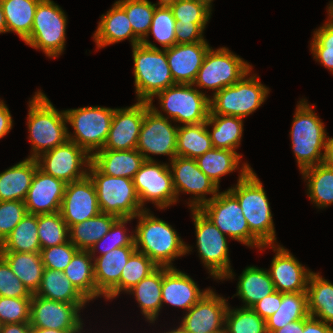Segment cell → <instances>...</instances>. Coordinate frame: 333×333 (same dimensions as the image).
Returning a JSON list of instances; mask_svg holds the SVG:
<instances>
[{"mask_svg":"<svg viewBox=\"0 0 333 333\" xmlns=\"http://www.w3.org/2000/svg\"><path fill=\"white\" fill-rule=\"evenodd\" d=\"M228 191L238 200L250 232L263 245H274L275 228L266 191L247 163L243 164L235 187Z\"/></svg>","mask_w":333,"mask_h":333,"instance_id":"1","label":"cell"},{"mask_svg":"<svg viewBox=\"0 0 333 333\" xmlns=\"http://www.w3.org/2000/svg\"><path fill=\"white\" fill-rule=\"evenodd\" d=\"M136 217L139 218L134 232L136 251L145 254L158 267H174L171 261L191 251L170 224L156 218L148 209Z\"/></svg>","mask_w":333,"mask_h":333,"instance_id":"2","label":"cell"},{"mask_svg":"<svg viewBox=\"0 0 333 333\" xmlns=\"http://www.w3.org/2000/svg\"><path fill=\"white\" fill-rule=\"evenodd\" d=\"M29 101L28 129L32 143V154L29 158H37L40 154L64 144L68 140V128L64 111H58L47 96L40 90Z\"/></svg>","mask_w":333,"mask_h":333,"instance_id":"3","label":"cell"},{"mask_svg":"<svg viewBox=\"0 0 333 333\" xmlns=\"http://www.w3.org/2000/svg\"><path fill=\"white\" fill-rule=\"evenodd\" d=\"M132 48L137 100L152 102L156 94L175 85L166 51L159 49L149 40H142Z\"/></svg>","mask_w":333,"mask_h":333,"instance_id":"4","label":"cell"},{"mask_svg":"<svg viewBox=\"0 0 333 333\" xmlns=\"http://www.w3.org/2000/svg\"><path fill=\"white\" fill-rule=\"evenodd\" d=\"M292 129V149L300 171L323 163L327 135L320 118L305 99L296 105ZM322 149L324 150L322 153Z\"/></svg>","mask_w":333,"mask_h":333,"instance_id":"5","label":"cell"},{"mask_svg":"<svg viewBox=\"0 0 333 333\" xmlns=\"http://www.w3.org/2000/svg\"><path fill=\"white\" fill-rule=\"evenodd\" d=\"M88 176L93 181L101 213L117 218H135L143 209L135 191L133 179L101 173L92 163Z\"/></svg>","mask_w":333,"mask_h":333,"instance_id":"6","label":"cell"},{"mask_svg":"<svg viewBox=\"0 0 333 333\" xmlns=\"http://www.w3.org/2000/svg\"><path fill=\"white\" fill-rule=\"evenodd\" d=\"M248 75L214 93L213 98L209 99V114L245 118L259 108L266 100L269 89L261 84L256 75L247 78Z\"/></svg>","mask_w":333,"mask_h":333,"instance_id":"7","label":"cell"},{"mask_svg":"<svg viewBox=\"0 0 333 333\" xmlns=\"http://www.w3.org/2000/svg\"><path fill=\"white\" fill-rule=\"evenodd\" d=\"M114 110L108 107L89 106L65 110L66 121L74 129V136L67 132L68 140L75 142L90 156L103 149L109 135Z\"/></svg>","mask_w":333,"mask_h":333,"instance_id":"8","label":"cell"},{"mask_svg":"<svg viewBox=\"0 0 333 333\" xmlns=\"http://www.w3.org/2000/svg\"><path fill=\"white\" fill-rule=\"evenodd\" d=\"M199 210L212 222L224 235L235 239L250 247L260 250L269 245H263L251 232L243 215L238 200L227 190L218 192L217 195L206 202Z\"/></svg>","mask_w":333,"mask_h":333,"instance_id":"9","label":"cell"},{"mask_svg":"<svg viewBox=\"0 0 333 333\" xmlns=\"http://www.w3.org/2000/svg\"><path fill=\"white\" fill-rule=\"evenodd\" d=\"M65 12L52 0H41L36 8L30 35L25 43L41 49L48 57H58L64 50L66 35Z\"/></svg>","mask_w":333,"mask_h":333,"instance_id":"10","label":"cell"},{"mask_svg":"<svg viewBox=\"0 0 333 333\" xmlns=\"http://www.w3.org/2000/svg\"><path fill=\"white\" fill-rule=\"evenodd\" d=\"M201 260L216 279L233 278L225 235L199 210L191 209Z\"/></svg>","mask_w":333,"mask_h":333,"instance_id":"11","label":"cell"},{"mask_svg":"<svg viewBox=\"0 0 333 333\" xmlns=\"http://www.w3.org/2000/svg\"><path fill=\"white\" fill-rule=\"evenodd\" d=\"M251 65L226 47L217 50L209 48L193 85L217 93L231 86L251 72Z\"/></svg>","mask_w":333,"mask_h":333,"instance_id":"12","label":"cell"},{"mask_svg":"<svg viewBox=\"0 0 333 333\" xmlns=\"http://www.w3.org/2000/svg\"><path fill=\"white\" fill-rule=\"evenodd\" d=\"M170 119L184 125L208 120L210 97L193 87V84H175L155 95Z\"/></svg>","mask_w":333,"mask_h":333,"instance_id":"13","label":"cell"},{"mask_svg":"<svg viewBox=\"0 0 333 333\" xmlns=\"http://www.w3.org/2000/svg\"><path fill=\"white\" fill-rule=\"evenodd\" d=\"M148 103L150 107L144 114L136 149L146 161H153L148 153L167 155L172 161L177 156L178 127L172 126L167 116L153 106V102Z\"/></svg>","mask_w":333,"mask_h":333,"instance_id":"14","label":"cell"},{"mask_svg":"<svg viewBox=\"0 0 333 333\" xmlns=\"http://www.w3.org/2000/svg\"><path fill=\"white\" fill-rule=\"evenodd\" d=\"M35 159L40 170L66 184L85 178L91 163V156L70 140L40 154ZM83 165L86 167L85 170Z\"/></svg>","mask_w":333,"mask_h":333,"instance_id":"15","label":"cell"},{"mask_svg":"<svg viewBox=\"0 0 333 333\" xmlns=\"http://www.w3.org/2000/svg\"><path fill=\"white\" fill-rule=\"evenodd\" d=\"M133 183L142 208L147 201H152L160 209L176 203L172 173L166 163L145 160L135 174Z\"/></svg>","mask_w":333,"mask_h":333,"instance_id":"16","label":"cell"},{"mask_svg":"<svg viewBox=\"0 0 333 333\" xmlns=\"http://www.w3.org/2000/svg\"><path fill=\"white\" fill-rule=\"evenodd\" d=\"M170 167L176 202L180 192L193 194L195 197L189 206L191 209H199L217 195L218 186L201 171L196 159L176 156L171 161ZM207 194H212V197L206 199Z\"/></svg>","mask_w":333,"mask_h":333,"instance_id":"17","label":"cell"},{"mask_svg":"<svg viewBox=\"0 0 333 333\" xmlns=\"http://www.w3.org/2000/svg\"><path fill=\"white\" fill-rule=\"evenodd\" d=\"M85 304L58 302L32 294L30 326L46 329H83L80 310Z\"/></svg>","mask_w":333,"mask_h":333,"instance_id":"18","label":"cell"},{"mask_svg":"<svg viewBox=\"0 0 333 333\" xmlns=\"http://www.w3.org/2000/svg\"><path fill=\"white\" fill-rule=\"evenodd\" d=\"M226 299L208 292L193 305L182 319L181 327L188 333H225Z\"/></svg>","mask_w":333,"mask_h":333,"instance_id":"19","label":"cell"},{"mask_svg":"<svg viewBox=\"0 0 333 333\" xmlns=\"http://www.w3.org/2000/svg\"><path fill=\"white\" fill-rule=\"evenodd\" d=\"M59 212L68 228L100 213L96 189L88 175L66 185Z\"/></svg>","mask_w":333,"mask_h":333,"instance_id":"20","label":"cell"},{"mask_svg":"<svg viewBox=\"0 0 333 333\" xmlns=\"http://www.w3.org/2000/svg\"><path fill=\"white\" fill-rule=\"evenodd\" d=\"M149 107L148 102L138 101L128 108H116L103 149H136L144 114Z\"/></svg>","mask_w":333,"mask_h":333,"instance_id":"21","label":"cell"},{"mask_svg":"<svg viewBox=\"0 0 333 333\" xmlns=\"http://www.w3.org/2000/svg\"><path fill=\"white\" fill-rule=\"evenodd\" d=\"M269 247L276 251L268 270L275 290L281 293L306 292L312 272L300 264L284 247L280 245Z\"/></svg>","mask_w":333,"mask_h":333,"instance_id":"22","label":"cell"},{"mask_svg":"<svg viewBox=\"0 0 333 333\" xmlns=\"http://www.w3.org/2000/svg\"><path fill=\"white\" fill-rule=\"evenodd\" d=\"M66 185L37 168L24 201L27 213L39 215L59 212Z\"/></svg>","mask_w":333,"mask_h":333,"instance_id":"23","label":"cell"},{"mask_svg":"<svg viewBox=\"0 0 333 333\" xmlns=\"http://www.w3.org/2000/svg\"><path fill=\"white\" fill-rule=\"evenodd\" d=\"M135 247H118L105 255L93 257L96 297L113 299L119 295V281L123 268Z\"/></svg>","mask_w":333,"mask_h":333,"instance_id":"24","label":"cell"},{"mask_svg":"<svg viewBox=\"0 0 333 333\" xmlns=\"http://www.w3.org/2000/svg\"><path fill=\"white\" fill-rule=\"evenodd\" d=\"M210 46L202 42L175 44L165 49L175 84H193Z\"/></svg>","mask_w":333,"mask_h":333,"instance_id":"25","label":"cell"},{"mask_svg":"<svg viewBox=\"0 0 333 333\" xmlns=\"http://www.w3.org/2000/svg\"><path fill=\"white\" fill-rule=\"evenodd\" d=\"M208 290L201 291L190 276L175 267H163L162 304L165 302L188 311Z\"/></svg>","mask_w":333,"mask_h":333,"instance_id":"26","label":"cell"},{"mask_svg":"<svg viewBox=\"0 0 333 333\" xmlns=\"http://www.w3.org/2000/svg\"><path fill=\"white\" fill-rule=\"evenodd\" d=\"M145 162L143 155L137 150L100 149L93 152L91 163L103 174L113 177L133 179Z\"/></svg>","mask_w":333,"mask_h":333,"instance_id":"27","label":"cell"},{"mask_svg":"<svg viewBox=\"0 0 333 333\" xmlns=\"http://www.w3.org/2000/svg\"><path fill=\"white\" fill-rule=\"evenodd\" d=\"M93 36L98 49L127 38L131 39L132 47L141 43L134 35L125 10L117 2L106 14L101 16V21Z\"/></svg>","mask_w":333,"mask_h":333,"instance_id":"28","label":"cell"},{"mask_svg":"<svg viewBox=\"0 0 333 333\" xmlns=\"http://www.w3.org/2000/svg\"><path fill=\"white\" fill-rule=\"evenodd\" d=\"M37 168L36 159L28 157L0 173V201H25Z\"/></svg>","mask_w":333,"mask_h":333,"instance_id":"29","label":"cell"},{"mask_svg":"<svg viewBox=\"0 0 333 333\" xmlns=\"http://www.w3.org/2000/svg\"><path fill=\"white\" fill-rule=\"evenodd\" d=\"M26 289L35 294L40 287L44 264L40 252H0Z\"/></svg>","mask_w":333,"mask_h":333,"instance_id":"30","label":"cell"},{"mask_svg":"<svg viewBox=\"0 0 333 333\" xmlns=\"http://www.w3.org/2000/svg\"><path fill=\"white\" fill-rule=\"evenodd\" d=\"M163 284V267L143 278L127 293L134 294L144 317L154 323L162 307L161 289Z\"/></svg>","mask_w":333,"mask_h":333,"instance_id":"31","label":"cell"},{"mask_svg":"<svg viewBox=\"0 0 333 333\" xmlns=\"http://www.w3.org/2000/svg\"><path fill=\"white\" fill-rule=\"evenodd\" d=\"M275 291L269 271L249 266L240 275L236 296H239L245 303L244 308H251Z\"/></svg>","mask_w":333,"mask_h":333,"instance_id":"32","label":"cell"},{"mask_svg":"<svg viewBox=\"0 0 333 333\" xmlns=\"http://www.w3.org/2000/svg\"><path fill=\"white\" fill-rule=\"evenodd\" d=\"M308 314L333 324V284L312 272L306 290Z\"/></svg>","mask_w":333,"mask_h":333,"instance_id":"33","label":"cell"},{"mask_svg":"<svg viewBox=\"0 0 333 333\" xmlns=\"http://www.w3.org/2000/svg\"><path fill=\"white\" fill-rule=\"evenodd\" d=\"M117 219L114 215L100 212L95 217L71 226L69 228V241L78 250L89 251L109 232Z\"/></svg>","mask_w":333,"mask_h":333,"instance_id":"34","label":"cell"},{"mask_svg":"<svg viewBox=\"0 0 333 333\" xmlns=\"http://www.w3.org/2000/svg\"><path fill=\"white\" fill-rule=\"evenodd\" d=\"M35 295L64 303L86 304L89 302L62 271L52 269H44L40 287Z\"/></svg>","mask_w":333,"mask_h":333,"instance_id":"35","label":"cell"},{"mask_svg":"<svg viewBox=\"0 0 333 333\" xmlns=\"http://www.w3.org/2000/svg\"><path fill=\"white\" fill-rule=\"evenodd\" d=\"M206 125L212 126V132L208 130L214 148L235 151L241 141L243 132V118L209 114Z\"/></svg>","mask_w":333,"mask_h":333,"instance_id":"36","label":"cell"},{"mask_svg":"<svg viewBox=\"0 0 333 333\" xmlns=\"http://www.w3.org/2000/svg\"><path fill=\"white\" fill-rule=\"evenodd\" d=\"M40 1L0 0L7 32H15L24 41L31 33L36 8Z\"/></svg>","mask_w":333,"mask_h":333,"instance_id":"37","label":"cell"},{"mask_svg":"<svg viewBox=\"0 0 333 333\" xmlns=\"http://www.w3.org/2000/svg\"><path fill=\"white\" fill-rule=\"evenodd\" d=\"M213 148L206 122L178 126L177 156L197 159Z\"/></svg>","mask_w":333,"mask_h":333,"instance_id":"38","label":"cell"},{"mask_svg":"<svg viewBox=\"0 0 333 333\" xmlns=\"http://www.w3.org/2000/svg\"><path fill=\"white\" fill-rule=\"evenodd\" d=\"M92 258L89 251L78 250L63 271L67 279L88 301L96 298Z\"/></svg>","mask_w":333,"mask_h":333,"instance_id":"39","label":"cell"},{"mask_svg":"<svg viewBox=\"0 0 333 333\" xmlns=\"http://www.w3.org/2000/svg\"><path fill=\"white\" fill-rule=\"evenodd\" d=\"M38 215L24 216L0 246V252H40Z\"/></svg>","mask_w":333,"mask_h":333,"instance_id":"40","label":"cell"},{"mask_svg":"<svg viewBox=\"0 0 333 333\" xmlns=\"http://www.w3.org/2000/svg\"><path fill=\"white\" fill-rule=\"evenodd\" d=\"M308 180V196L317 207H328L333 203V168L320 163L301 172Z\"/></svg>","mask_w":333,"mask_h":333,"instance_id":"41","label":"cell"},{"mask_svg":"<svg viewBox=\"0 0 333 333\" xmlns=\"http://www.w3.org/2000/svg\"><path fill=\"white\" fill-rule=\"evenodd\" d=\"M306 292L282 293L279 309L266 319L267 333L283 328L286 324L308 316Z\"/></svg>","mask_w":333,"mask_h":333,"instance_id":"42","label":"cell"},{"mask_svg":"<svg viewBox=\"0 0 333 333\" xmlns=\"http://www.w3.org/2000/svg\"><path fill=\"white\" fill-rule=\"evenodd\" d=\"M242 155L228 149L213 148L196 159L198 167L219 188L220 178L235 171Z\"/></svg>","mask_w":333,"mask_h":333,"instance_id":"43","label":"cell"},{"mask_svg":"<svg viewBox=\"0 0 333 333\" xmlns=\"http://www.w3.org/2000/svg\"><path fill=\"white\" fill-rule=\"evenodd\" d=\"M225 333H267L266 320L252 308L230 309L225 315Z\"/></svg>","mask_w":333,"mask_h":333,"instance_id":"44","label":"cell"},{"mask_svg":"<svg viewBox=\"0 0 333 333\" xmlns=\"http://www.w3.org/2000/svg\"><path fill=\"white\" fill-rule=\"evenodd\" d=\"M38 237L41 249L69 241V228L60 212L38 215Z\"/></svg>","mask_w":333,"mask_h":333,"instance_id":"45","label":"cell"},{"mask_svg":"<svg viewBox=\"0 0 333 333\" xmlns=\"http://www.w3.org/2000/svg\"><path fill=\"white\" fill-rule=\"evenodd\" d=\"M170 8L176 25L201 26L204 30L212 11L204 0H179Z\"/></svg>","mask_w":333,"mask_h":333,"instance_id":"46","label":"cell"},{"mask_svg":"<svg viewBox=\"0 0 333 333\" xmlns=\"http://www.w3.org/2000/svg\"><path fill=\"white\" fill-rule=\"evenodd\" d=\"M126 12L134 35L142 41L148 34L156 5L148 0L116 1Z\"/></svg>","mask_w":333,"mask_h":333,"instance_id":"47","label":"cell"},{"mask_svg":"<svg viewBox=\"0 0 333 333\" xmlns=\"http://www.w3.org/2000/svg\"><path fill=\"white\" fill-rule=\"evenodd\" d=\"M158 266L145 254L135 251L123 268L119 281V294L129 291L143 278L153 273Z\"/></svg>","mask_w":333,"mask_h":333,"instance_id":"48","label":"cell"},{"mask_svg":"<svg viewBox=\"0 0 333 333\" xmlns=\"http://www.w3.org/2000/svg\"><path fill=\"white\" fill-rule=\"evenodd\" d=\"M176 24L170 7L156 6L148 34L143 40H147L151 32L156 41L162 45V49L170 48L176 44Z\"/></svg>","mask_w":333,"mask_h":333,"instance_id":"49","label":"cell"},{"mask_svg":"<svg viewBox=\"0 0 333 333\" xmlns=\"http://www.w3.org/2000/svg\"><path fill=\"white\" fill-rule=\"evenodd\" d=\"M132 219L134 218H118L111 226L109 232L91 247L89 250L90 255L94 257L96 250L102 244L103 246L99 247L102 252L100 255H105L118 247H135L134 234L127 235L125 229V224Z\"/></svg>","mask_w":333,"mask_h":333,"instance_id":"50","label":"cell"},{"mask_svg":"<svg viewBox=\"0 0 333 333\" xmlns=\"http://www.w3.org/2000/svg\"><path fill=\"white\" fill-rule=\"evenodd\" d=\"M311 42V51L317 61L333 73V20L314 31Z\"/></svg>","mask_w":333,"mask_h":333,"instance_id":"51","label":"cell"},{"mask_svg":"<svg viewBox=\"0 0 333 333\" xmlns=\"http://www.w3.org/2000/svg\"><path fill=\"white\" fill-rule=\"evenodd\" d=\"M31 300L0 296L1 324L30 322Z\"/></svg>","mask_w":333,"mask_h":333,"instance_id":"52","label":"cell"},{"mask_svg":"<svg viewBox=\"0 0 333 333\" xmlns=\"http://www.w3.org/2000/svg\"><path fill=\"white\" fill-rule=\"evenodd\" d=\"M27 214L24 201H0V246Z\"/></svg>","mask_w":333,"mask_h":333,"instance_id":"53","label":"cell"},{"mask_svg":"<svg viewBox=\"0 0 333 333\" xmlns=\"http://www.w3.org/2000/svg\"><path fill=\"white\" fill-rule=\"evenodd\" d=\"M78 249L70 242L41 249L40 254L44 269L64 271Z\"/></svg>","mask_w":333,"mask_h":333,"instance_id":"54","label":"cell"},{"mask_svg":"<svg viewBox=\"0 0 333 333\" xmlns=\"http://www.w3.org/2000/svg\"><path fill=\"white\" fill-rule=\"evenodd\" d=\"M0 296L32 298L19 278L13 273L7 261L0 255Z\"/></svg>","mask_w":333,"mask_h":333,"instance_id":"55","label":"cell"},{"mask_svg":"<svg viewBox=\"0 0 333 333\" xmlns=\"http://www.w3.org/2000/svg\"><path fill=\"white\" fill-rule=\"evenodd\" d=\"M282 301V293L275 291L272 294L265 296L263 299L255 303L251 308L266 320L273 315L280 307Z\"/></svg>","mask_w":333,"mask_h":333,"instance_id":"56","label":"cell"},{"mask_svg":"<svg viewBox=\"0 0 333 333\" xmlns=\"http://www.w3.org/2000/svg\"><path fill=\"white\" fill-rule=\"evenodd\" d=\"M204 29L201 26L176 25V44H187L204 41Z\"/></svg>","mask_w":333,"mask_h":333,"instance_id":"57","label":"cell"},{"mask_svg":"<svg viewBox=\"0 0 333 333\" xmlns=\"http://www.w3.org/2000/svg\"><path fill=\"white\" fill-rule=\"evenodd\" d=\"M303 333H333V327L318 318L308 315L304 318Z\"/></svg>","mask_w":333,"mask_h":333,"instance_id":"58","label":"cell"},{"mask_svg":"<svg viewBox=\"0 0 333 333\" xmlns=\"http://www.w3.org/2000/svg\"><path fill=\"white\" fill-rule=\"evenodd\" d=\"M13 120L8 107L4 104L0 107V139L12 129Z\"/></svg>","mask_w":333,"mask_h":333,"instance_id":"59","label":"cell"},{"mask_svg":"<svg viewBox=\"0 0 333 333\" xmlns=\"http://www.w3.org/2000/svg\"><path fill=\"white\" fill-rule=\"evenodd\" d=\"M0 333H32L29 322L2 324Z\"/></svg>","mask_w":333,"mask_h":333,"instance_id":"60","label":"cell"},{"mask_svg":"<svg viewBox=\"0 0 333 333\" xmlns=\"http://www.w3.org/2000/svg\"><path fill=\"white\" fill-rule=\"evenodd\" d=\"M304 319L295 320L286 324L283 328L275 330L273 333H303Z\"/></svg>","mask_w":333,"mask_h":333,"instance_id":"61","label":"cell"},{"mask_svg":"<svg viewBox=\"0 0 333 333\" xmlns=\"http://www.w3.org/2000/svg\"><path fill=\"white\" fill-rule=\"evenodd\" d=\"M323 163L333 168V138L327 137Z\"/></svg>","mask_w":333,"mask_h":333,"instance_id":"62","label":"cell"},{"mask_svg":"<svg viewBox=\"0 0 333 333\" xmlns=\"http://www.w3.org/2000/svg\"><path fill=\"white\" fill-rule=\"evenodd\" d=\"M83 329H64V330H55V329H46L40 327H32V333H81Z\"/></svg>","mask_w":333,"mask_h":333,"instance_id":"63","label":"cell"},{"mask_svg":"<svg viewBox=\"0 0 333 333\" xmlns=\"http://www.w3.org/2000/svg\"><path fill=\"white\" fill-rule=\"evenodd\" d=\"M6 32H7V28H6V22H5V17H4V11H3L1 3H0V34L6 33Z\"/></svg>","mask_w":333,"mask_h":333,"instance_id":"64","label":"cell"},{"mask_svg":"<svg viewBox=\"0 0 333 333\" xmlns=\"http://www.w3.org/2000/svg\"><path fill=\"white\" fill-rule=\"evenodd\" d=\"M179 0H159L156 6H165V7H170L171 5L177 3Z\"/></svg>","mask_w":333,"mask_h":333,"instance_id":"65","label":"cell"},{"mask_svg":"<svg viewBox=\"0 0 333 333\" xmlns=\"http://www.w3.org/2000/svg\"><path fill=\"white\" fill-rule=\"evenodd\" d=\"M166 333H188V332H186L180 325L177 329H173L172 331H169V332H166Z\"/></svg>","mask_w":333,"mask_h":333,"instance_id":"66","label":"cell"},{"mask_svg":"<svg viewBox=\"0 0 333 333\" xmlns=\"http://www.w3.org/2000/svg\"><path fill=\"white\" fill-rule=\"evenodd\" d=\"M328 14H329V18H331L333 20V2H331L328 7Z\"/></svg>","mask_w":333,"mask_h":333,"instance_id":"67","label":"cell"},{"mask_svg":"<svg viewBox=\"0 0 333 333\" xmlns=\"http://www.w3.org/2000/svg\"><path fill=\"white\" fill-rule=\"evenodd\" d=\"M210 7H212L211 3L213 0H204Z\"/></svg>","mask_w":333,"mask_h":333,"instance_id":"68","label":"cell"},{"mask_svg":"<svg viewBox=\"0 0 333 333\" xmlns=\"http://www.w3.org/2000/svg\"><path fill=\"white\" fill-rule=\"evenodd\" d=\"M4 105L3 100L0 101V107Z\"/></svg>","mask_w":333,"mask_h":333,"instance_id":"69","label":"cell"}]
</instances>
